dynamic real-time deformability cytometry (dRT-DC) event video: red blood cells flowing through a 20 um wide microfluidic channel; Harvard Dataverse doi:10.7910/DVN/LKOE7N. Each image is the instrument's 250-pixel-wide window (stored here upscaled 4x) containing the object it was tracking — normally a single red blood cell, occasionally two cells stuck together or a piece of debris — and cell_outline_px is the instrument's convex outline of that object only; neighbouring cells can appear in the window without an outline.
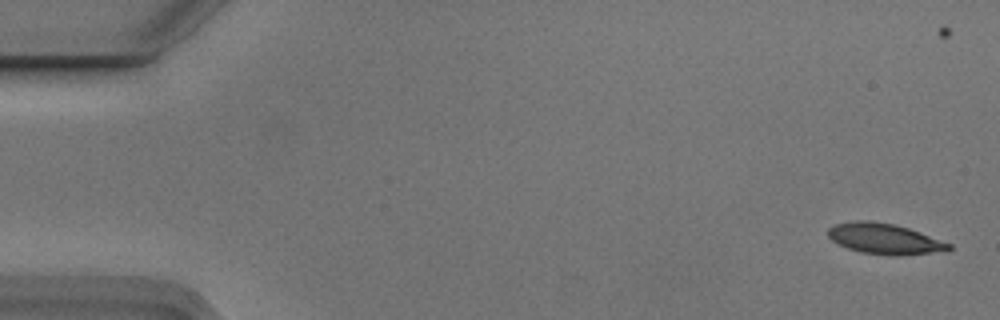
{"species": "Egyptian fruit bat (a non-hibernating species)", "species_latin": "Rousettus aegyptiacus", "temperature_condition": "cold", "stored_images_in_passage": 5, "segment_of_instrument_passage": [2, 2], "camera_frame_rate_fps": 3000, "um_per_image_px": 0.085, "animal": {"sex": "male"}, "frame": {"image": 1, "passage_image": 5, "time_ms": 1.333, "image_size_px": [1000, 320], "cell_outline_px": [[952, 248], [948, 252], [900, 256], [892, 256], [860, 252], [836, 244], [828, 236], [828, 228], [836, 224], [856, 220], [868, 220], [892, 224], [908, 228], [920, 232], [952, 244]], "centroid_in_image_um": [75.23, 20.32], "position_along_channel_um": 9.8, "area_um2": 21.91}}